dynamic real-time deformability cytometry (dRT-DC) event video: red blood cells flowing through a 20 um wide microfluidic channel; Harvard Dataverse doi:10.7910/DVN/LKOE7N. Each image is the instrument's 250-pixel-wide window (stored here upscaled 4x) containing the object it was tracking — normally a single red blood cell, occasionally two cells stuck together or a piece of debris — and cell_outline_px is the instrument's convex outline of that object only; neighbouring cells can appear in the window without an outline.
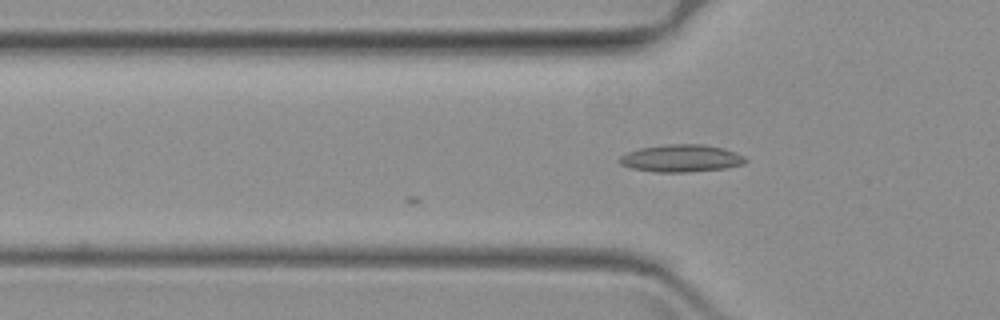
{"species": "common noctule bat (a hibernating species)", "species_latin": "Nyctalus noctula", "temperature_condition": "warm", "stored_images_in_passage": 5, "camera_frame_rate_fps": 3000, "um_per_image_px": 0.085, "animal": {"sex": "female", "body_mass_g": 19.3, "forearm_length_mm": 54.1}, "frame": {"image": 1, "passage_image": 5, "time_ms": 1.333, "image_size_px": [1000, 320], "cell_outline_px": [[748, 160], [744, 164], [724, 168], [684, 172], [656, 172], [632, 168], [620, 164], [620, 156], [628, 152], [640, 148], [668, 144], [704, 144], [724, 148], [736, 152], [744, 156]], "centroid_in_image_um": [57.93, 13.45], "position_along_channel_um": 67.9, "area_um2": 20.0}}